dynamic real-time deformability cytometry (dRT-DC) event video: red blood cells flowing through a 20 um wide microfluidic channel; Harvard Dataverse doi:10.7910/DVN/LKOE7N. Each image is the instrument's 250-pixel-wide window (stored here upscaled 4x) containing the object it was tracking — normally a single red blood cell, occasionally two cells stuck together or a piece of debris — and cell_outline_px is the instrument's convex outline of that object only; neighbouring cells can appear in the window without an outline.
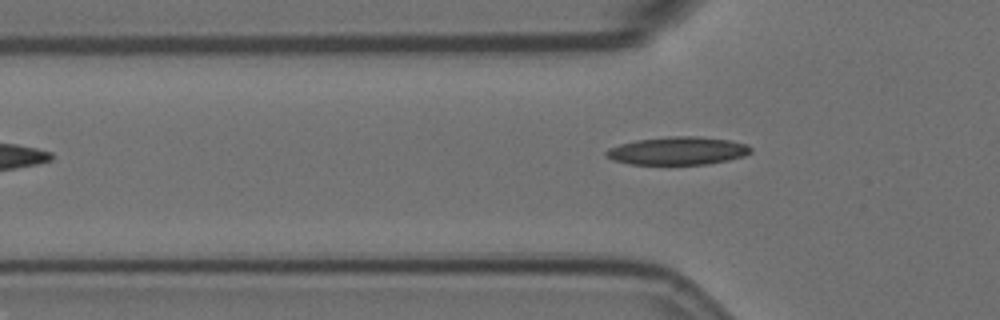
{"species": "Egyptian fruit bat (a non-hibernating species)", "species_latin": "Rousettus aegyptiacus", "temperature_condition": "room temperature", "stored_images_in_passage": 3, "camera_frame_rate_fps": 3000, "um_per_image_px": 0.085, "animal": {"sex": "female"}, "frame": {"image": 1, "passage_image": 3, "time_ms": 0.667, "image_size_px": [1000, 320], "cell_outline_px": [[752, 152], [744, 156], [728, 160], [704, 164], [628, 164], [612, 160], [604, 156], [604, 152], [608, 148], [620, 144], [636, 140], [668, 136], [700, 136], [732, 140], [748, 144], [752, 148]], "centroid_in_image_um": [57.6, 12.81], "position_along_channel_um": 68.2, "area_um2": 23.87}}